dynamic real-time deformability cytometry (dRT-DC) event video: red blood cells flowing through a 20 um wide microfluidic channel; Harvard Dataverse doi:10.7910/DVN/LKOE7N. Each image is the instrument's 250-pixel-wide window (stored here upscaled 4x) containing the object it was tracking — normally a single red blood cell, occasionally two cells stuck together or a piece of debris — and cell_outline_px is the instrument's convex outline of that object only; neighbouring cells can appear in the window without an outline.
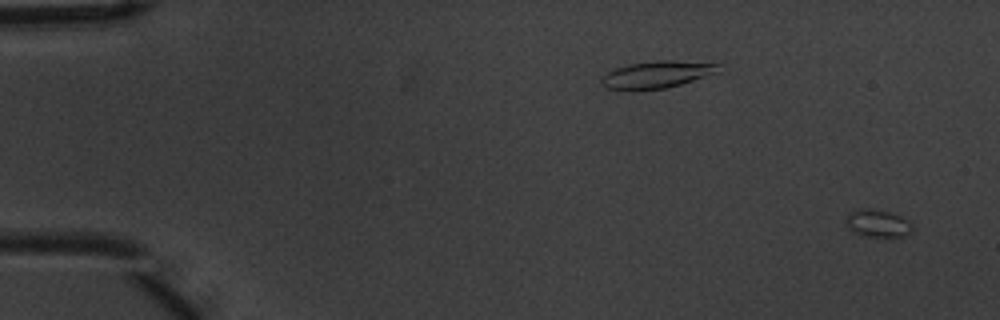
{"species": "common noctule bat (a hibernating species)", "species_latin": "Nyctalus noctula", "temperature_condition": "warm", "stored_images_in_passage": 3, "camera_frame_rate_fps": 3000, "um_per_image_px": 0.085, "animal": {"sex": "male", "body_mass_g": 20.1, "forearm_length_mm": 53.5}, "frame": {"image": 1, "passage_image": 3, "time_ms": 0.667, "image_size_px": [1000, 320], "cell_outline_px": [[912, 232], [904, 236], [888, 240], [860, 236], [852, 232], [848, 228], [848, 212], [864, 208], [868, 208], [888, 212], [900, 216], [908, 220], [912, 224]], "centroid_in_image_um": [74.64, 19.06], "position_along_channel_um": 10.4, "area_um2": 11.16}}